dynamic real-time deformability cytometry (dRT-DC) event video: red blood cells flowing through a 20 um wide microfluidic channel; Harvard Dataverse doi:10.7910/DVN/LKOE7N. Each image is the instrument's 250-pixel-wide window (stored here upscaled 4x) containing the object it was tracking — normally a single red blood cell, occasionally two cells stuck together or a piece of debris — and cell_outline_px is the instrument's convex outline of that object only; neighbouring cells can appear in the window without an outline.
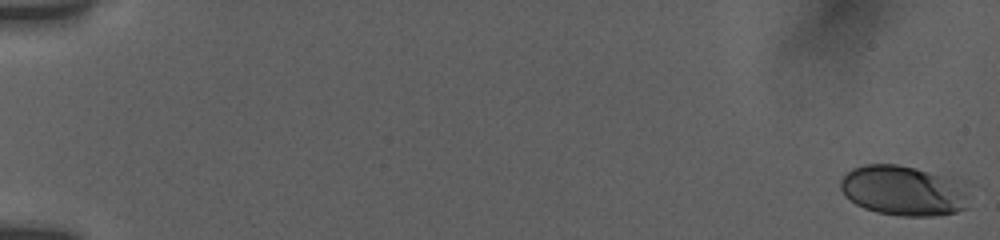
{"species": "human", "species_latin": "Homo sapiens", "temperature_condition": "room temperature", "stored_images_in_passage": 21, "camera_frame_rate_fps": 3000, "um_per_image_px": 0.085, "donor": {"sex": "female"}, "frame": {"image": 1, "passage_image": 1, "time_ms": 0.0, "image_size_px": [1000, 240], "cell_outline_px": [[976, 184], [968, 208], [956, 212], [936, 216], [900, 216], [876, 212], [864, 208], [856, 204], [844, 196], [840, 188], [840, 180], [852, 168], [864, 164], [896, 164], [956, 176]], "centroid_in_image_um": [77.01, 16.19], "position_along_channel_um": 8.0, "area_um2": 39.65}}
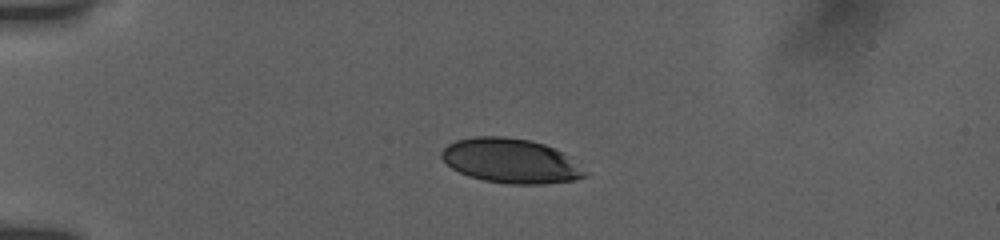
{"frame": {"image": 2, "passage_image": 15, "time_ms": 4.667, "image_size_px": [1000, 240], "cell_outline_px": [[588, 176], [572, 180], [544, 184], [508, 184], [484, 180], [468, 176], [452, 168], [440, 156], [440, 152], [448, 144], [456, 140], [476, 136], [504, 136], [532, 140], [544, 144], [560, 152], [588, 172]], "centroid_in_image_um": [43.38, 13.67], "position_along_channel_um": 41.6, "area_um2": 36.99}}
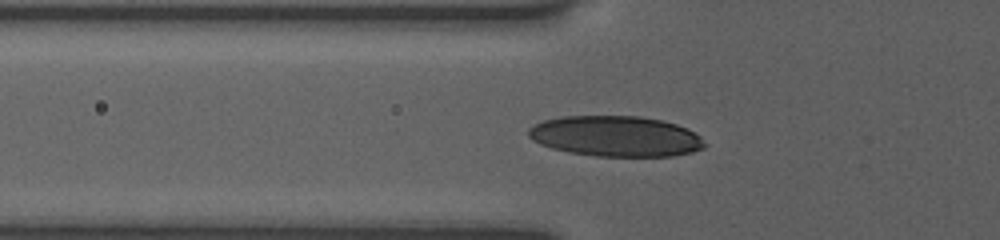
{"frame": {"image": 3, "passage_image": 21, "time_ms": 6.667, "image_size_px": [1000, 240], "cell_outline_px": [[708, 144], [704, 148], [692, 152], [672, 156], [596, 156], [568, 152], [552, 148], [540, 144], [532, 140], [528, 136], [528, 128], [544, 120], [560, 116], [640, 116], [664, 120], [688, 128], [700, 136]], "centroid_in_image_um": [52.36, 11.58], "position_along_channel_um": 73.4, "area_um2": 41.96}}